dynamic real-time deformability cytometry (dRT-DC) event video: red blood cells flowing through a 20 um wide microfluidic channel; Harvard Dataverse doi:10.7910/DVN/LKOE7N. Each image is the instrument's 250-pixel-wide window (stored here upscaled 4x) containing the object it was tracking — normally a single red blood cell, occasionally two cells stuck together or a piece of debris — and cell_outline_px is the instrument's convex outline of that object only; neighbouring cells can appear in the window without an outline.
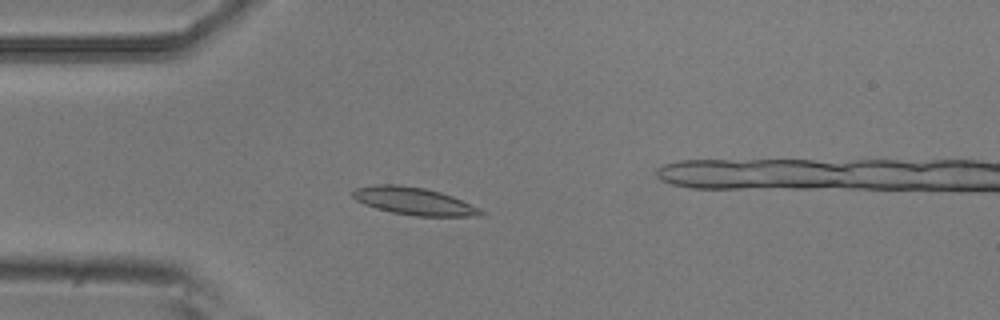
{"species": "common noctule bat (a hibernating species)", "species_latin": "Nyctalus noctula", "temperature_condition": "room temperature", "stored_images_in_passage": 6, "camera_frame_rate_fps": 3000, "um_per_image_px": 0.085, "animal": {"sex": "male", "body_mass_g": 20.5, "forearm_length_mm": 52.5}, "frame": {"image": 1, "passage_image": 4, "time_ms": 1.0, "image_size_px": [1000, 320], "cell_outline_px": [[484, 212], [480, 216], [416, 216], [392, 212], [376, 208], [364, 204], [356, 200], [352, 196], [352, 192], [356, 188], [376, 184], [400, 184], [424, 188], [440, 192], [452, 196], [480, 208]], "centroid_in_image_um": [35.17, 17.09], "position_along_channel_um": 49.8, "area_um2": 20.46}}
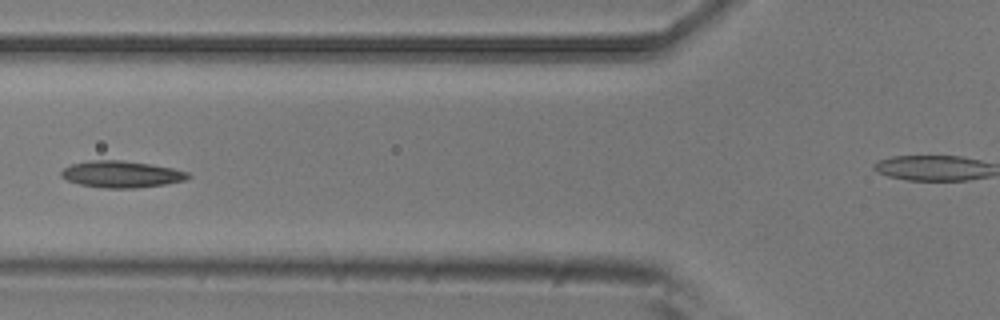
{"frame": {"image": 2, "passage_image": 6, "time_ms": 1.667, "image_size_px": [1000, 320], "cell_outline_px": [[192, 176], [184, 180], [164, 184], [136, 188], [104, 188], [80, 184], [68, 180], [60, 176], [60, 172], [64, 168], [72, 164], [92, 160], [120, 160], [148, 164], [172, 168], [188, 172]], "centroid_in_image_um": [10.31, 14.81], "position_along_channel_um": 115.5, "area_um2": 19.48}}